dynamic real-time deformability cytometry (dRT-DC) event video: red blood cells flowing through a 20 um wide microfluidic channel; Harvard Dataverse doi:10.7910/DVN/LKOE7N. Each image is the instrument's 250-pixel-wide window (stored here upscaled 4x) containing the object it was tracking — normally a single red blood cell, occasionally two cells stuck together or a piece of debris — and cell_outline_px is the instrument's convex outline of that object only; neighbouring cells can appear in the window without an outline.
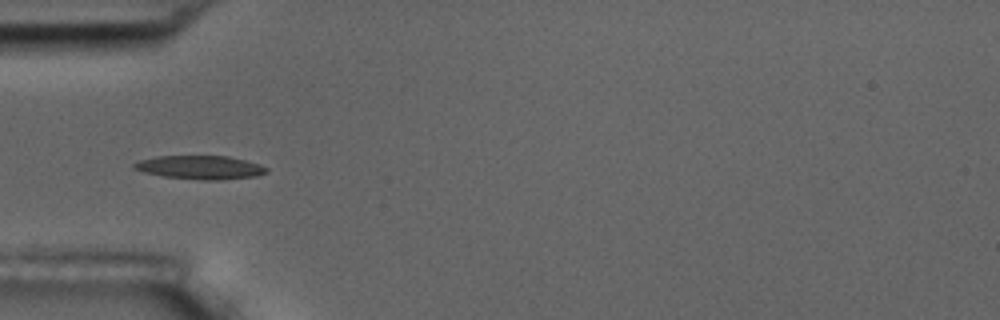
{"species": "common noctule bat (a hibernating species)", "species_latin": "Nyctalus noctula", "temperature_condition": "room temperature", "stored_images_in_passage": 7, "camera_frame_rate_fps": 3000, "um_per_image_px": 0.085, "animal": {"sex": "male", "body_mass_g": 17.5, "forearm_length_mm": 52.3}, "frame": {"image": 1, "passage_image": 6, "time_ms": 6.333, "image_size_px": [1000, 320], "cell_outline_px": [[268, 172], [256, 176], [220, 180], [200, 180], [164, 176], [144, 172], [132, 168], [132, 164], [140, 160], [156, 156], [228, 156], [260, 164], [268, 168]], "centroid_in_image_um": [17.02, 14.23], "position_along_channel_um": 68.0, "area_um2": 18.21}}